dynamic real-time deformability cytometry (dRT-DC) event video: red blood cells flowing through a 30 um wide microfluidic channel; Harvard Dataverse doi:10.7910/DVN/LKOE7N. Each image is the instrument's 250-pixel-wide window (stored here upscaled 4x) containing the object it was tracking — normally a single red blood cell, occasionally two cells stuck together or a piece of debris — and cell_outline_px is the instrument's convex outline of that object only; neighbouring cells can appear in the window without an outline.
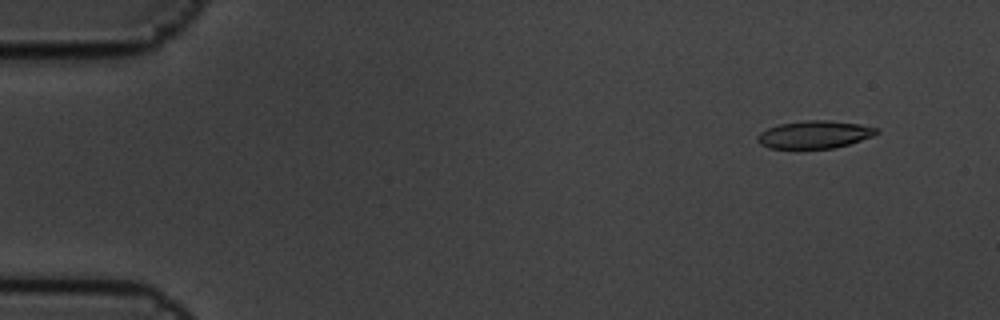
{"species": "common noctule bat (a hibernating species)", "species_latin": "Nyctalus noctula", "temperature_condition": "cold", "stored_images_in_passage": 4, "camera_frame_rate_fps": 3000, "um_per_image_px": 0.085, "animal": {"sex": "male", "body_mass_g": 19.5, "forearm_length_mm": 54.6}, "frame": {"image": 1, "passage_image": 1, "time_ms": 0.0, "image_size_px": [1000, 320], "cell_outline_px": [[880, 132], [872, 136], [848, 144], [832, 148], [768, 148], [760, 144], [756, 140], [756, 136], [760, 132], [768, 128], [780, 124], [808, 120], [828, 120], [860, 124], [880, 128]], "centroid_in_image_um": [69.23, 11.43], "position_along_channel_um": 15.8, "area_um2": 19.13}}